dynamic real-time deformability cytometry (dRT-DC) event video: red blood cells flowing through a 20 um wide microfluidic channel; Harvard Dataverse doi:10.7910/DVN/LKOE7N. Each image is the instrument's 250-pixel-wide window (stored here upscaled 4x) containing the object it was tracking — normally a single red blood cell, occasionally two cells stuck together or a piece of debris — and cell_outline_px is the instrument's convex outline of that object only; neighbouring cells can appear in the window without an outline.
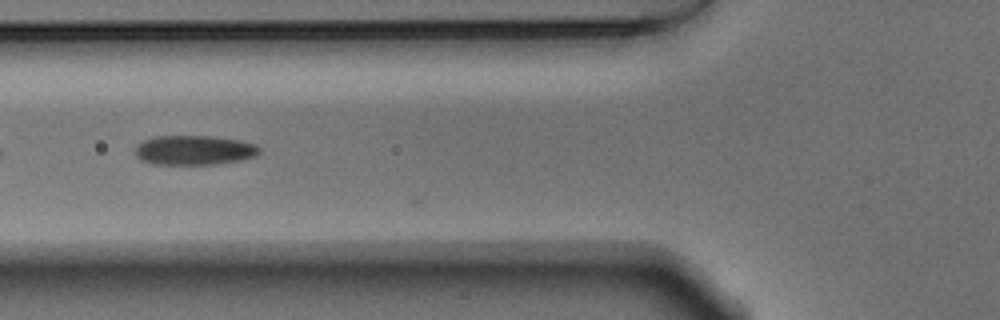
{"species": "Egyptian fruit bat (a non-hibernating species)", "species_latin": "Rousettus aegyptiacus", "temperature_condition": "warm", "stored_images_in_passage": 6, "camera_frame_rate_fps": 3000, "um_per_image_px": 0.085, "animal": {"sex": "male"}, "frame": {"image": 1, "passage_image": 4, "time_ms": 1.0, "image_size_px": [1000, 320], "cell_outline_px": [[260, 152], [256, 156], [244, 160], [216, 164], [152, 164], [140, 160], [136, 156], [136, 144], [144, 140], [156, 136], [212, 136], [240, 140], [256, 144], [260, 148]], "centroid_in_image_um": [16.53, 12.76], "position_along_channel_um": 109.3, "area_um2": 21.62}}